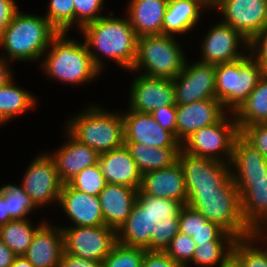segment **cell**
I'll return each instance as SVG.
<instances>
[{"mask_svg":"<svg viewBox=\"0 0 267 267\" xmlns=\"http://www.w3.org/2000/svg\"><path fill=\"white\" fill-rule=\"evenodd\" d=\"M177 267H192V266H189V265H178Z\"/></svg>","mask_w":267,"mask_h":267,"instance_id":"91938a15","label":"cell"},{"mask_svg":"<svg viewBox=\"0 0 267 267\" xmlns=\"http://www.w3.org/2000/svg\"><path fill=\"white\" fill-rule=\"evenodd\" d=\"M138 190L122 184H106L99 193L104 224L116 231L126 221Z\"/></svg>","mask_w":267,"mask_h":267,"instance_id":"d4e9b609","label":"cell"},{"mask_svg":"<svg viewBox=\"0 0 267 267\" xmlns=\"http://www.w3.org/2000/svg\"><path fill=\"white\" fill-rule=\"evenodd\" d=\"M196 249V243L191 236L179 232L165 249V253L178 265H188Z\"/></svg>","mask_w":267,"mask_h":267,"instance_id":"b9f144b4","label":"cell"},{"mask_svg":"<svg viewBox=\"0 0 267 267\" xmlns=\"http://www.w3.org/2000/svg\"><path fill=\"white\" fill-rule=\"evenodd\" d=\"M230 165L244 222L252 231L267 221V159L240 134L234 143Z\"/></svg>","mask_w":267,"mask_h":267,"instance_id":"7a4b0ae2","label":"cell"},{"mask_svg":"<svg viewBox=\"0 0 267 267\" xmlns=\"http://www.w3.org/2000/svg\"><path fill=\"white\" fill-rule=\"evenodd\" d=\"M58 210L69 222L58 226H100L105 225L101 210L99 196H92L77 191L68 183H63ZM60 208V209H59ZM65 214V215H64Z\"/></svg>","mask_w":267,"mask_h":267,"instance_id":"ac0fdd59","label":"cell"},{"mask_svg":"<svg viewBox=\"0 0 267 267\" xmlns=\"http://www.w3.org/2000/svg\"><path fill=\"white\" fill-rule=\"evenodd\" d=\"M177 160L184 173L186 191L218 189L231 177V165L192 155L182 148Z\"/></svg>","mask_w":267,"mask_h":267,"instance_id":"2e32d148","label":"cell"},{"mask_svg":"<svg viewBox=\"0 0 267 267\" xmlns=\"http://www.w3.org/2000/svg\"><path fill=\"white\" fill-rule=\"evenodd\" d=\"M6 187V204L9 217L15 219H27L36 217L40 210L26 195L24 189L17 183H4ZM32 214V215H31ZM36 214V215H34Z\"/></svg>","mask_w":267,"mask_h":267,"instance_id":"836d02e7","label":"cell"},{"mask_svg":"<svg viewBox=\"0 0 267 267\" xmlns=\"http://www.w3.org/2000/svg\"><path fill=\"white\" fill-rule=\"evenodd\" d=\"M181 39L164 34L138 37L136 59L130 71L149 77L173 79L189 58Z\"/></svg>","mask_w":267,"mask_h":267,"instance_id":"52a82bcc","label":"cell"},{"mask_svg":"<svg viewBox=\"0 0 267 267\" xmlns=\"http://www.w3.org/2000/svg\"><path fill=\"white\" fill-rule=\"evenodd\" d=\"M208 26L198 42L201 52H197V61L217 65L236 61L248 53V40L232 26L220 19Z\"/></svg>","mask_w":267,"mask_h":267,"instance_id":"8fae6325","label":"cell"},{"mask_svg":"<svg viewBox=\"0 0 267 267\" xmlns=\"http://www.w3.org/2000/svg\"><path fill=\"white\" fill-rule=\"evenodd\" d=\"M145 250L116 243L103 260V267H142Z\"/></svg>","mask_w":267,"mask_h":267,"instance_id":"74e56055","label":"cell"},{"mask_svg":"<svg viewBox=\"0 0 267 267\" xmlns=\"http://www.w3.org/2000/svg\"><path fill=\"white\" fill-rule=\"evenodd\" d=\"M19 6L17 0H0V38L19 10Z\"/></svg>","mask_w":267,"mask_h":267,"instance_id":"c3c4849f","label":"cell"},{"mask_svg":"<svg viewBox=\"0 0 267 267\" xmlns=\"http://www.w3.org/2000/svg\"><path fill=\"white\" fill-rule=\"evenodd\" d=\"M24 169L21 181L17 184L40 211L51 206L57 210L63 182L54 159L47 151L38 152Z\"/></svg>","mask_w":267,"mask_h":267,"instance_id":"30bf717a","label":"cell"},{"mask_svg":"<svg viewBox=\"0 0 267 267\" xmlns=\"http://www.w3.org/2000/svg\"><path fill=\"white\" fill-rule=\"evenodd\" d=\"M129 149L139 172L159 170L171 166L177 161L181 148L152 147L141 143H124Z\"/></svg>","mask_w":267,"mask_h":267,"instance_id":"f546056e","label":"cell"},{"mask_svg":"<svg viewBox=\"0 0 267 267\" xmlns=\"http://www.w3.org/2000/svg\"><path fill=\"white\" fill-rule=\"evenodd\" d=\"M210 12L212 11L215 0H199Z\"/></svg>","mask_w":267,"mask_h":267,"instance_id":"6f0895ef","label":"cell"},{"mask_svg":"<svg viewBox=\"0 0 267 267\" xmlns=\"http://www.w3.org/2000/svg\"><path fill=\"white\" fill-rule=\"evenodd\" d=\"M10 267H34L25 256H16Z\"/></svg>","mask_w":267,"mask_h":267,"instance_id":"11a10c76","label":"cell"},{"mask_svg":"<svg viewBox=\"0 0 267 267\" xmlns=\"http://www.w3.org/2000/svg\"><path fill=\"white\" fill-rule=\"evenodd\" d=\"M75 8V31H79L85 25L97 21L108 12L105 6L106 0H73Z\"/></svg>","mask_w":267,"mask_h":267,"instance_id":"f35d334b","label":"cell"},{"mask_svg":"<svg viewBox=\"0 0 267 267\" xmlns=\"http://www.w3.org/2000/svg\"><path fill=\"white\" fill-rule=\"evenodd\" d=\"M136 200L144 208H147L148 215L155 224L168 217H179V213L184 206L182 202L176 200L151 197L145 194H137Z\"/></svg>","mask_w":267,"mask_h":267,"instance_id":"d590c367","label":"cell"},{"mask_svg":"<svg viewBox=\"0 0 267 267\" xmlns=\"http://www.w3.org/2000/svg\"><path fill=\"white\" fill-rule=\"evenodd\" d=\"M44 17L59 31L75 30V8L73 0H48Z\"/></svg>","mask_w":267,"mask_h":267,"instance_id":"e575fe53","label":"cell"},{"mask_svg":"<svg viewBox=\"0 0 267 267\" xmlns=\"http://www.w3.org/2000/svg\"><path fill=\"white\" fill-rule=\"evenodd\" d=\"M69 35L70 32H59L53 38L38 67L48 80L65 87L88 86L98 81L102 73L94 66L84 40Z\"/></svg>","mask_w":267,"mask_h":267,"instance_id":"3957f363","label":"cell"},{"mask_svg":"<svg viewBox=\"0 0 267 267\" xmlns=\"http://www.w3.org/2000/svg\"><path fill=\"white\" fill-rule=\"evenodd\" d=\"M196 245L210 241H236V237L226 232L224 229H200L192 236Z\"/></svg>","mask_w":267,"mask_h":267,"instance_id":"bcb514c9","label":"cell"},{"mask_svg":"<svg viewBox=\"0 0 267 267\" xmlns=\"http://www.w3.org/2000/svg\"><path fill=\"white\" fill-rule=\"evenodd\" d=\"M187 205L234 237L250 236L241 210V198L232 176L218 189L187 191Z\"/></svg>","mask_w":267,"mask_h":267,"instance_id":"8992f818","label":"cell"},{"mask_svg":"<svg viewBox=\"0 0 267 267\" xmlns=\"http://www.w3.org/2000/svg\"><path fill=\"white\" fill-rule=\"evenodd\" d=\"M186 60L184 68L173 78L176 105L216 98L215 65Z\"/></svg>","mask_w":267,"mask_h":267,"instance_id":"9a60e30c","label":"cell"},{"mask_svg":"<svg viewBox=\"0 0 267 267\" xmlns=\"http://www.w3.org/2000/svg\"><path fill=\"white\" fill-rule=\"evenodd\" d=\"M235 241H210L196 245L192 267H221L231 256ZM196 265V266H195Z\"/></svg>","mask_w":267,"mask_h":267,"instance_id":"1f68e13d","label":"cell"},{"mask_svg":"<svg viewBox=\"0 0 267 267\" xmlns=\"http://www.w3.org/2000/svg\"><path fill=\"white\" fill-rule=\"evenodd\" d=\"M115 15L116 13L111 10L104 17L78 31L94 66L102 75L108 65L106 62L110 63L112 60L111 62L127 73L136 59L138 36L125 13L121 16Z\"/></svg>","mask_w":267,"mask_h":267,"instance_id":"6da1fadb","label":"cell"},{"mask_svg":"<svg viewBox=\"0 0 267 267\" xmlns=\"http://www.w3.org/2000/svg\"><path fill=\"white\" fill-rule=\"evenodd\" d=\"M227 113L216 98L176 105V139L182 144L194 132L219 122Z\"/></svg>","mask_w":267,"mask_h":267,"instance_id":"d6986e66","label":"cell"},{"mask_svg":"<svg viewBox=\"0 0 267 267\" xmlns=\"http://www.w3.org/2000/svg\"><path fill=\"white\" fill-rule=\"evenodd\" d=\"M240 130L234 113L228 112L219 122L194 132L181 148L195 156L230 164Z\"/></svg>","mask_w":267,"mask_h":267,"instance_id":"9c48e42d","label":"cell"},{"mask_svg":"<svg viewBox=\"0 0 267 267\" xmlns=\"http://www.w3.org/2000/svg\"><path fill=\"white\" fill-rule=\"evenodd\" d=\"M128 73L133 77L125 105L129 110L151 114L162 106H176L173 79L149 77L131 71Z\"/></svg>","mask_w":267,"mask_h":267,"instance_id":"4fadbf2b","label":"cell"},{"mask_svg":"<svg viewBox=\"0 0 267 267\" xmlns=\"http://www.w3.org/2000/svg\"><path fill=\"white\" fill-rule=\"evenodd\" d=\"M59 128H63L65 140L58 148L47 152L54 159L60 180L67 183L84 168L96 164L99 154L88 145L80 143L64 127Z\"/></svg>","mask_w":267,"mask_h":267,"instance_id":"ffe728a7","label":"cell"},{"mask_svg":"<svg viewBox=\"0 0 267 267\" xmlns=\"http://www.w3.org/2000/svg\"><path fill=\"white\" fill-rule=\"evenodd\" d=\"M124 13L136 35H161L168 0H129Z\"/></svg>","mask_w":267,"mask_h":267,"instance_id":"484cf974","label":"cell"},{"mask_svg":"<svg viewBox=\"0 0 267 267\" xmlns=\"http://www.w3.org/2000/svg\"><path fill=\"white\" fill-rule=\"evenodd\" d=\"M63 253L62 229L47 219L34 233L24 256L34 267H58Z\"/></svg>","mask_w":267,"mask_h":267,"instance_id":"7402d4cb","label":"cell"},{"mask_svg":"<svg viewBox=\"0 0 267 267\" xmlns=\"http://www.w3.org/2000/svg\"><path fill=\"white\" fill-rule=\"evenodd\" d=\"M211 12L248 41L267 24V0H215Z\"/></svg>","mask_w":267,"mask_h":267,"instance_id":"5bb4252c","label":"cell"},{"mask_svg":"<svg viewBox=\"0 0 267 267\" xmlns=\"http://www.w3.org/2000/svg\"><path fill=\"white\" fill-rule=\"evenodd\" d=\"M200 229H223L218 224L210 222L203 214L184 205L179 213V232L192 236Z\"/></svg>","mask_w":267,"mask_h":267,"instance_id":"ab89813d","label":"cell"},{"mask_svg":"<svg viewBox=\"0 0 267 267\" xmlns=\"http://www.w3.org/2000/svg\"><path fill=\"white\" fill-rule=\"evenodd\" d=\"M101 104L102 102H89L87 106L64 119L62 125L75 139L98 154L124 145L121 110H111Z\"/></svg>","mask_w":267,"mask_h":267,"instance_id":"5b68a950","label":"cell"},{"mask_svg":"<svg viewBox=\"0 0 267 267\" xmlns=\"http://www.w3.org/2000/svg\"><path fill=\"white\" fill-rule=\"evenodd\" d=\"M98 163L108 184H122L139 190L142 174L126 145L99 154Z\"/></svg>","mask_w":267,"mask_h":267,"instance_id":"cb8c5ba5","label":"cell"},{"mask_svg":"<svg viewBox=\"0 0 267 267\" xmlns=\"http://www.w3.org/2000/svg\"><path fill=\"white\" fill-rule=\"evenodd\" d=\"M252 235L267 250V221L262 222L252 230Z\"/></svg>","mask_w":267,"mask_h":267,"instance_id":"db71d44e","label":"cell"},{"mask_svg":"<svg viewBox=\"0 0 267 267\" xmlns=\"http://www.w3.org/2000/svg\"><path fill=\"white\" fill-rule=\"evenodd\" d=\"M179 233V217H168L157 222L151 233V251H165Z\"/></svg>","mask_w":267,"mask_h":267,"instance_id":"60d3db41","label":"cell"},{"mask_svg":"<svg viewBox=\"0 0 267 267\" xmlns=\"http://www.w3.org/2000/svg\"><path fill=\"white\" fill-rule=\"evenodd\" d=\"M58 33L42 13L19 9L0 38V56L13 62V67L19 62L37 66Z\"/></svg>","mask_w":267,"mask_h":267,"instance_id":"277c9868","label":"cell"},{"mask_svg":"<svg viewBox=\"0 0 267 267\" xmlns=\"http://www.w3.org/2000/svg\"><path fill=\"white\" fill-rule=\"evenodd\" d=\"M13 62L0 56V88L15 78V71L12 68Z\"/></svg>","mask_w":267,"mask_h":267,"instance_id":"f907efd6","label":"cell"},{"mask_svg":"<svg viewBox=\"0 0 267 267\" xmlns=\"http://www.w3.org/2000/svg\"><path fill=\"white\" fill-rule=\"evenodd\" d=\"M137 194L176 200L187 205L188 195L179 161L169 167L144 173Z\"/></svg>","mask_w":267,"mask_h":267,"instance_id":"44dd1931","label":"cell"},{"mask_svg":"<svg viewBox=\"0 0 267 267\" xmlns=\"http://www.w3.org/2000/svg\"><path fill=\"white\" fill-rule=\"evenodd\" d=\"M240 132L255 123H267V70L247 99L234 112Z\"/></svg>","mask_w":267,"mask_h":267,"instance_id":"f1b7e54d","label":"cell"},{"mask_svg":"<svg viewBox=\"0 0 267 267\" xmlns=\"http://www.w3.org/2000/svg\"><path fill=\"white\" fill-rule=\"evenodd\" d=\"M15 257L13 251L0 239V267H10Z\"/></svg>","mask_w":267,"mask_h":267,"instance_id":"816d5d0a","label":"cell"},{"mask_svg":"<svg viewBox=\"0 0 267 267\" xmlns=\"http://www.w3.org/2000/svg\"><path fill=\"white\" fill-rule=\"evenodd\" d=\"M240 134L267 159V123L246 126Z\"/></svg>","mask_w":267,"mask_h":267,"instance_id":"7bdbcfd3","label":"cell"},{"mask_svg":"<svg viewBox=\"0 0 267 267\" xmlns=\"http://www.w3.org/2000/svg\"><path fill=\"white\" fill-rule=\"evenodd\" d=\"M249 55L267 70V24L248 41Z\"/></svg>","mask_w":267,"mask_h":267,"instance_id":"ee69618b","label":"cell"},{"mask_svg":"<svg viewBox=\"0 0 267 267\" xmlns=\"http://www.w3.org/2000/svg\"><path fill=\"white\" fill-rule=\"evenodd\" d=\"M151 115L161 127L172 132L176 137V106H162L154 110Z\"/></svg>","mask_w":267,"mask_h":267,"instance_id":"f6af8a7d","label":"cell"},{"mask_svg":"<svg viewBox=\"0 0 267 267\" xmlns=\"http://www.w3.org/2000/svg\"><path fill=\"white\" fill-rule=\"evenodd\" d=\"M58 267H103V261H93L64 252Z\"/></svg>","mask_w":267,"mask_h":267,"instance_id":"681fc988","label":"cell"},{"mask_svg":"<svg viewBox=\"0 0 267 267\" xmlns=\"http://www.w3.org/2000/svg\"><path fill=\"white\" fill-rule=\"evenodd\" d=\"M67 183L77 191L92 196H99L107 184L98 162L84 168Z\"/></svg>","mask_w":267,"mask_h":267,"instance_id":"8d00e7d4","label":"cell"},{"mask_svg":"<svg viewBox=\"0 0 267 267\" xmlns=\"http://www.w3.org/2000/svg\"><path fill=\"white\" fill-rule=\"evenodd\" d=\"M265 69L247 53L233 62L215 65V94L234 113L258 84Z\"/></svg>","mask_w":267,"mask_h":267,"instance_id":"ba28073f","label":"cell"},{"mask_svg":"<svg viewBox=\"0 0 267 267\" xmlns=\"http://www.w3.org/2000/svg\"><path fill=\"white\" fill-rule=\"evenodd\" d=\"M9 122L11 121L0 111V127H5Z\"/></svg>","mask_w":267,"mask_h":267,"instance_id":"680465c9","label":"cell"},{"mask_svg":"<svg viewBox=\"0 0 267 267\" xmlns=\"http://www.w3.org/2000/svg\"><path fill=\"white\" fill-rule=\"evenodd\" d=\"M232 256L242 267H267V250L252 234L236 239Z\"/></svg>","mask_w":267,"mask_h":267,"instance_id":"d6a6232c","label":"cell"},{"mask_svg":"<svg viewBox=\"0 0 267 267\" xmlns=\"http://www.w3.org/2000/svg\"><path fill=\"white\" fill-rule=\"evenodd\" d=\"M221 267H242V266L233 256H231Z\"/></svg>","mask_w":267,"mask_h":267,"instance_id":"9f6ffc18","label":"cell"},{"mask_svg":"<svg viewBox=\"0 0 267 267\" xmlns=\"http://www.w3.org/2000/svg\"><path fill=\"white\" fill-rule=\"evenodd\" d=\"M12 220L9 217V211L6 204V187L2 184L0 186V226Z\"/></svg>","mask_w":267,"mask_h":267,"instance_id":"f5cc1de1","label":"cell"},{"mask_svg":"<svg viewBox=\"0 0 267 267\" xmlns=\"http://www.w3.org/2000/svg\"><path fill=\"white\" fill-rule=\"evenodd\" d=\"M64 252L76 257L103 261L117 243L116 230L100 226H60Z\"/></svg>","mask_w":267,"mask_h":267,"instance_id":"7c38bea8","label":"cell"},{"mask_svg":"<svg viewBox=\"0 0 267 267\" xmlns=\"http://www.w3.org/2000/svg\"><path fill=\"white\" fill-rule=\"evenodd\" d=\"M178 264L164 251L145 250L142 267H177Z\"/></svg>","mask_w":267,"mask_h":267,"instance_id":"7dc6e473","label":"cell"},{"mask_svg":"<svg viewBox=\"0 0 267 267\" xmlns=\"http://www.w3.org/2000/svg\"><path fill=\"white\" fill-rule=\"evenodd\" d=\"M124 143H141L152 147L181 148L175 135L161 127L149 113H138L127 107L121 110Z\"/></svg>","mask_w":267,"mask_h":267,"instance_id":"e0dca14e","label":"cell"},{"mask_svg":"<svg viewBox=\"0 0 267 267\" xmlns=\"http://www.w3.org/2000/svg\"><path fill=\"white\" fill-rule=\"evenodd\" d=\"M212 13L199 0H168L167 8L163 18L162 34L182 38L200 28L204 14ZM209 12V13H208ZM194 30V31H193ZM184 35V36H183ZM185 39V40H184Z\"/></svg>","mask_w":267,"mask_h":267,"instance_id":"603a6c76","label":"cell"},{"mask_svg":"<svg viewBox=\"0 0 267 267\" xmlns=\"http://www.w3.org/2000/svg\"><path fill=\"white\" fill-rule=\"evenodd\" d=\"M30 91L21 87L15 78L0 88V111L11 122L38 108L39 99Z\"/></svg>","mask_w":267,"mask_h":267,"instance_id":"83f0119b","label":"cell"},{"mask_svg":"<svg viewBox=\"0 0 267 267\" xmlns=\"http://www.w3.org/2000/svg\"><path fill=\"white\" fill-rule=\"evenodd\" d=\"M154 225L147 208L136 200L130 215L116 231L117 243L151 251V233H153Z\"/></svg>","mask_w":267,"mask_h":267,"instance_id":"4316f807","label":"cell"},{"mask_svg":"<svg viewBox=\"0 0 267 267\" xmlns=\"http://www.w3.org/2000/svg\"><path fill=\"white\" fill-rule=\"evenodd\" d=\"M45 218L46 216L37 222H33L36 218L10 220L0 226V239L16 256H24L34 233L47 220Z\"/></svg>","mask_w":267,"mask_h":267,"instance_id":"4dcf8cb0","label":"cell"}]
</instances>
